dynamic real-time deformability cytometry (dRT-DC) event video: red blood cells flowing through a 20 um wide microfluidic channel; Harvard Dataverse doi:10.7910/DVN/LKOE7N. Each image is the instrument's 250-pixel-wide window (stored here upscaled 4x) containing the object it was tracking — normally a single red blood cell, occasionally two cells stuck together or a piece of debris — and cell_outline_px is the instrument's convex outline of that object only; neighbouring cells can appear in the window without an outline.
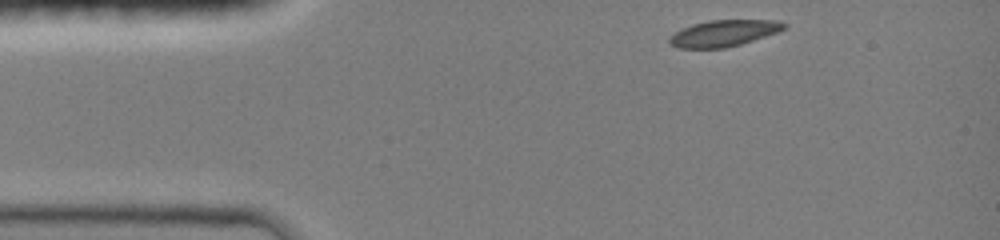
{"species": "common noctule bat (a hibernating species)", "species_latin": "Nyctalus noctula", "temperature_condition": "room temperature", "stored_images_in_passage": 18, "camera_frame_rate_fps": 3000, "um_per_image_px": 0.085, "animal": {"sex": "female", "body_mass_g": 19.0, "forearm_length_mm": 51.5}, "frame": {"image": 1, "passage_image": 1, "time_ms": 0.0, "image_size_px": [1000, 240], "cell_outline_px": [[788, 28], [780, 32], [740, 44], [724, 48], [676, 48], [668, 44], [668, 40], [676, 32], [692, 24], [708, 20], [780, 20], [788, 24]], "centroid_in_image_um": [61.58, 2.82], "position_along_channel_um": 23.4, "area_um2": 17.8}}
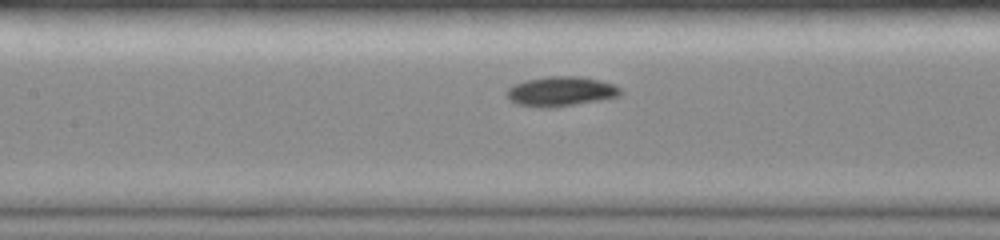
{"frame": {"image": 2, "passage_image": 11, "time_ms": 4.667, "image_size_px": [1000, 240], "cell_outline_px": [[620, 96], [600, 100], [552, 108], [540, 108], [520, 104], [512, 100], [508, 96], [508, 88], [512, 84], [524, 80], [544, 76], [580, 76], [600, 80], [616, 84], [620, 88]], "centroid_in_image_um": [47.69, 7.75], "position_along_channel_um": 159.7, "area_um2": 19.77}}
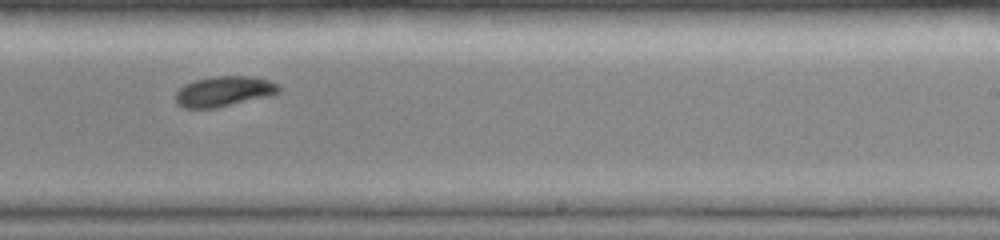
{"frame": {"image": 3, "passage_image": 16, "time_ms": 7.333, "image_size_px": [1000, 240], "cell_outline_px": [[280, 88], [276, 92], [264, 96], [216, 108], [184, 108], [176, 104], [176, 92], [184, 84], [192, 80], [212, 76], [256, 76], [268, 80], [276, 84]], "centroid_in_image_um": [18.94, 7.75], "position_along_channel_um": 270.1, "area_um2": 17.98}}